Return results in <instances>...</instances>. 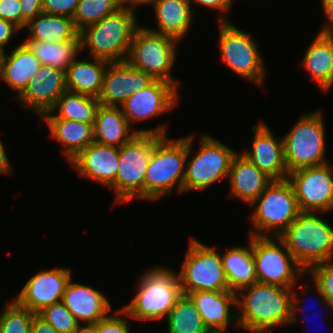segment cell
I'll use <instances>...</instances> for the list:
<instances>
[{
  "label": "cell",
  "instance_id": "1",
  "mask_svg": "<svg viewBox=\"0 0 333 333\" xmlns=\"http://www.w3.org/2000/svg\"><path fill=\"white\" fill-rule=\"evenodd\" d=\"M294 288L255 282L239 289L236 293V308L240 310L236 313L238 327L252 333H267L273 327L296 323L301 300L293 293Z\"/></svg>",
  "mask_w": 333,
  "mask_h": 333
},
{
  "label": "cell",
  "instance_id": "2",
  "mask_svg": "<svg viewBox=\"0 0 333 333\" xmlns=\"http://www.w3.org/2000/svg\"><path fill=\"white\" fill-rule=\"evenodd\" d=\"M135 10L123 4L114 13L80 31L81 50L89 48L90 57L113 62L127 60L138 28Z\"/></svg>",
  "mask_w": 333,
  "mask_h": 333
},
{
  "label": "cell",
  "instance_id": "3",
  "mask_svg": "<svg viewBox=\"0 0 333 333\" xmlns=\"http://www.w3.org/2000/svg\"><path fill=\"white\" fill-rule=\"evenodd\" d=\"M137 286L135 297L121 314L140 321L167 318L183 294L178 274L161 266L146 271Z\"/></svg>",
  "mask_w": 333,
  "mask_h": 333
},
{
  "label": "cell",
  "instance_id": "4",
  "mask_svg": "<svg viewBox=\"0 0 333 333\" xmlns=\"http://www.w3.org/2000/svg\"><path fill=\"white\" fill-rule=\"evenodd\" d=\"M316 214L301 212L279 236L305 272L333 260V227Z\"/></svg>",
  "mask_w": 333,
  "mask_h": 333
},
{
  "label": "cell",
  "instance_id": "5",
  "mask_svg": "<svg viewBox=\"0 0 333 333\" xmlns=\"http://www.w3.org/2000/svg\"><path fill=\"white\" fill-rule=\"evenodd\" d=\"M188 136L177 140L162 137L153 147L145 174L144 199L159 200L172 192L183 193Z\"/></svg>",
  "mask_w": 333,
  "mask_h": 333
},
{
  "label": "cell",
  "instance_id": "6",
  "mask_svg": "<svg viewBox=\"0 0 333 333\" xmlns=\"http://www.w3.org/2000/svg\"><path fill=\"white\" fill-rule=\"evenodd\" d=\"M253 205L257 207L250 216L255 229L252 236L270 237L269 232L279 237L301 213L287 179L273 180L250 206Z\"/></svg>",
  "mask_w": 333,
  "mask_h": 333
},
{
  "label": "cell",
  "instance_id": "7",
  "mask_svg": "<svg viewBox=\"0 0 333 333\" xmlns=\"http://www.w3.org/2000/svg\"><path fill=\"white\" fill-rule=\"evenodd\" d=\"M162 138L155 134L138 133L119 147V165L115 182L109 187L116 202L129 203L144 199L145 174L154 145Z\"/></svg>",
  "mask_w": 333,
  "mask_h": 333
},
{
  "label": "cell",
  "instance_id": "8",
  "mask_svg": "<svg viewBox=\"0 0 333 333\" xmlns=\"http://www.w3.org/2000/svg\"><path fill=\"white\" fill-rule=\"evenodd\" d=\"M322 112L301 116L283 139L284 160L288 173L304 167L318 166L325 158V128Z\"/></svg>",
  "mask_w": 333,
  "mask_h": 333
},
{
  "label": "cell",
  "instance_id": "9",
  "mask_svg": "<svg viewBox=\"0 0 333 333\" xmlns=\"http://www.w3.org/2000/svg\"><path fill=\"white\" fill-rule=\"evenodd\" d=\"M193 136H188L183 192L204 190L222 178H228L231 161L237 153L209 135L202 134L197 155L188 160L193 147Z\"/></svg>",
  "mask_w": 333,
  "mask_h": 333
},
{
  "label": "cell",
  "instance_id": "10",
  "mask_svg": "<svg viewBox=\"0 0 333 333\" xmlns=\"http://www.w3.org/2000/svg\"><path fill=\"white\" fill-rule=\"evenodd\" d=\"M186 259L178 274L182 293L196 291H231L220 252L212 246L190 239Z\"/></svg>",
  "mask_w": 333,
  "mask_h": 333
},
{
  "label": "cell",
  "instance_id": "11",
  "mask_svg": "<svg viewBox=\"0 0 333 333\" xmlns=\"http://www.w3.org/2000/svg\"><path fill=\"white\" fill-rule=\"evenodd\" d=\"M178 42L169 36L150 31L146 26L138 27L126 61L155 79L166 80L177 87L179 81L171 77L170 71L176 60Z\"/></svg>",
  "mask_w": 333,
  "mask_h": 333
},
{
  "label": "cell",
  "instance_id": "12",
  "mask_svg": "<svg viewBox=\"0 0 333 333\" xmlns=\"http://www.w3.org/2000/svg\"><path fill=\"white\" fill-rule=\"evenodd\" d=\"M251 251L257 282L292 288L298 278L302 280L305 271L279 237L251 235Z\"/></svg>",
  "mask_w": 333,
  "mask_h": 333
},
{
  "label": "cell",
  "instance_id": "13",
  "mask_svg": "<svg viewBox=\"0 0 333 333\" xmlns=\"http://www.w3.org/2000/svg\"><path fill=\"white\" fill-rule=\"evenodd\" d=\"M222 16L224 15L218 18L222 62L243 78H248L257 85L263 84L266 69L256 40L250 33L242 31Z\"/></svg>",
  "mask_w": 333,
  "mask_h": 333
},
{
  "label": "cell",
  "instance_id": "14",
  "mask_svg": "<svg viewBox=\"0 0 333 333\" xmlns=\"http://www.w3.org/2000/svg\"><path fill=\"white\" fill-rule=\"evenodd\" d=\"M329 162L304 167L288 174L301 212L328 213L333 210V173Z\"/></svg>",
  "mask_w": 333,
  "mask_h": 333
},
{
  "label": "cell",
  "instance_id": "15",
  "mask_svg": "<svg viewBox=\"0 0 333 333\" xmlns=\"http://www.w3.org/2000/svg\"><path fill=\"white\" fill-rule=\"evenodd\" d=\"M178 98V89L174 84L156 79L147 88L130 95L120 107L129 124H134L171 111Z\"/></svg>",
  "mask_w": 333,
  "mask_h": 333
},
{
  "label": "cell",
  "instance_id": "16",
  "mask_svg": "<svg viewBox=\"0 0 333 333\" xmlns=\"http://www.w3.org/2000/svg\"><path fill=\"white\" fill-rule=\"evenodd\" d=\"M71 276L69 268L56 267L39 271L25 283L17 298L13 299L37 314L43 308L61 302Z\"/></svg>",
  "mask_w": 333,
  "mask_h": 333
},
{
  "label": "cell",
  "instance_id": "17",
  "mask_svg": "<svg viewBox=\"0 0 333 333\" xmlns=\"http://www.w3.org/2000/svg\"><path fill=\"white\" fill-rule=\"evenodd\" d=\"M156 79L132 67L127 61L108 63L98 96L100 105L120 107L133 93L147 88Z\"/></svg>",
  "mask_w": 333,
  "mask_h": 333
},
{
  "label": "cell",
  "instance_id": "18",
  "mask_svg": "<svg viewBox=\"0 0 333 333\" xmlns=\"http://www.w3.org/2000/svg\"><path fill=\"white\" fill-rule=\"evenodd\" d=\"M66 90L65 71L53 66L41 65L24 91L15 99L25 107L33 109L41 117L52 110Z\"/></svg>",
  "mask_w": 333,
  "mask_h": 333
},
{
  "label": "cell",
  "instance_id": "19",
  "mask_svg": "<svg viewBox=\"0 0 333 333\" xmlns=\"http://www.w3.org/2000/svg\"><path fill=\"white\" fill-rule=\"evenodd\" d=\"M254 134L252 151L241 152L272 180L287 179L288 170L284 160L283 139L277 140L269 127L260 122L251 127Z\"/></svg>",
  "mask_w": 333,
  "mask_h": 333
},
{
  "label": "cell",
  "instance_id": "20",
  "mask_svg": "<svg viewBox=\"0 0 333 333\" xmlns=\"http://www.w3.org/2000/svg\"><path fill=\"white\" fill-rule=\"evenodd\" d=\"M131 125L125 118L121 107L100 105L93 124V142L102 145L121 147L138 133H149L167 136L166 125H159L155 129L131 130Z\"/></svg>",
  "mask_w": 333,
  "mask_h": 333
},
{
  "label": "cell",
  "instance_id": "21",
  "mask_svg": "<svg viewBox=\"0 0 333 333\" xmlns=\"http://www.w3.org/2000/svg\"><path fill=\"white\" fill-rule=\"evenodd\" d=\"M69 163L81 177L110 187L117 176L119 148L92 142Z\"/></svg>",
  "mask_w": 333,
  "mask_h": 333
},
{
  "label": "cell",
  "instance_id": "22",
  "mask_svg": "<svg viewBox=\"0 0 333 333\" xmlns=\"http://www.w3.org/2000/svg\"><path fill=\"white\" fill-rule=\"evenodd\" d=\"M61 301L80 325L81 322L85 323V329L107 317V313L111 310L108 299L101 291L87 285L73 283L72 278L67 284Z\"/></svg>",
  "mask_w": 333,
  "mask_h": 333
},
{
  "label": "cell",
  "instance_id": "23",
  "mask_svg": "<svg viewBox=\"0 0 333 333\" xmlns=\"http://www.w3.org/2000/svg\"><path fill=\"white\" fill-rule=\"evenodd\" d=\"M236 293L234 291H196L187 295L195 303L205 326L211 333H228L227 327L237 315L232 314L231 307H236Z\"/></svg>",
  "mask_w": 333,
  "mask_h": 333
},
{
  "label": "cell",
  "instance_id": "24",
  "mask_svg": "<svg viewBox=\"0 0 333 333\" xmlns=\"http://www.w3.org/2000/svg\"><path fill=\"white\" fill-rule=\"evenodd\" d=\"M231 197H236L251 205L273 181L246 156L236 153L229 171Z\"/></svg>",
  "mask_w": 333,
  "mask_h": 333
},
{
  "label": "cell",
  "instance_id": "25",
  "mask_svg": "<svg viewBox=\"0 0 333 333\" xmlns=\"http://www.w3.org/2000/svg\"><path fill=\"white\" fill-rule=\"evenodd\" d=\"M153 7L158 26L156 30L147 29L181 41L192 24L190 0H159Z\"/></svg>",
  "mask_w": 333,
  "mask_h": 333
},
{
  "label": "cell",
  "instance_id": "26",
  "mask_svg": "<svg viewBox=\"0 0 333 333\" xmlns=\"http://www.w3.org/2000/svg\"><path fill=\"white\" fill-rule=\"evenodd\" d=\"M302 65L326 93L333 85V36L318 34L306 50Z\"/></svg>",
  "mask_w": 333,
  "mask_h": 333
},
{
  "label": "cell",
  "instance_id": "27",
  "mask_svg": "<svg viewBox=\"0 0 333 333\" xmlns=\"http://www.w3.org/2000/svg\"><path fill=\"white\" fill-rule=\"evenodd\" d=\"M108 63L96 58L92 62L75 59L65 72L66 89L98 98Z\"/></svg>",
  "mask_w": 333,
  "mask_h": 333
},
{
  "label": "cell",
  "instance_id": "28",
  "mask_svg": "<svg viewBox=\"0 0 333 333\" xmlns=\"http://www.w3.org/2000/svg\"><path fill=\"white\" fill-rule=\"evenodd\" d=\"M41 65L38 58L22 43L12 50L11 55H5L0 79L20 95Z\"/></svg>",
  "mask_w": 333,
  "mask_h": 333
},
{
  "label": "cell",
  "instance_id": "29",
  "mask_svg": "<svg viewBox=\"0 0 333 333\" xmlns=\"http://www.w3.org/2000/svg\"><path fill=\"white\" fill-rule=\"evenodd\" d=\"M40 120H46L51 137L65 146L62 154L69 162L93 142V124L64 119Z\"/></svg>",
  "mask_w": 333,
  "mask_h": 333
},
{
  "label": "cell",
  "instance_id": "30",
  "mask_svg": "<svg viewBox=\"0 0 333 333\" xmlns=\"http://www.w3.org/2000/svg\"><path fill=\"white\" fill-rule=\"evenodd\" d=\"M30 31L26 40L64 42L81 40L80 32L75 28L73 19L67 16H56L40 13L25 26Z\"/></svg>",
  "mask_w": 333,
  "mask_h": 333
},
{
  "label": "cell",
  "instance_id": "31",
  "mask_svg": "<svg viewBox=\"0 0 333 333\" xmlns=\"http://www.w3.org/2000/svg\"><path fill=\"white\" fill-rule=\"evenodd\" d=\"M100 102L96 97L66 90L57 100L51 111L39 119H64L86 124H94ZM57 109V114L53 115Z\"/></svg>",
  "mask_w": 333,
  "mask_h": 333
},
{
  "label": "cell",
  "instance_id": "32",
  "mask_svg": "<svg viewBox=\"0 0 333 333\" xmlns=\"http://www.w3.org/2000/svg\"><path fill=\"white\" fill-rule=\"evenodd\" d=\"M221 258L231 291L236 292L257 282L251 251V236L248 247L235 246L222 254Z\"/></svg>",
  "mask_w": 333,
  "mask_h": 333
},
{
  "label": "cell",
  "instance_id": "33",
  "mask_svg": "<svg viewBox=\"0 0 333 333\" xmlns=\"http://www.w3.org/2000/svg\"><path fill=\"white\" fill-rule=\"evenodd\" d=\"M42 65L53 66L66 72L81 51V40L52 42L26 40L23 42Z\"/></svg>",
  "mask_w": 333,
  "mask_h": 333
},
{
  "label": "cell",
  "instance_id": "34",
  "mask_svg": "<svg viewBox=\"0 0 333 333\" xmlns=\"http://www.w3.org/2000/svg\"><path fill=\"white\" fill-rule=\"evenodd\" d=\"M166 320L168 333H211L188 295L182 294Z\"/></svg>",
  "mask_w": 333,
  "mask_h": 333
},
{
  "label": "cell",
  "instance_id": "35",
  "mask_svg": "<svg viewBox=\"0 0 333 333\" xmlns=\"http://www.w3.org/2000/svg\"><path fill=\"white\" fill-rule=\"evenodd\" d=\"M123 4L122 0H79L73 16L75 28L80 32L86 26L114 13Z\"/></svg>",
  "mask_w": 333,
  "mask_h": 333
},
{
  "label": "cell",
  "instance_id": "36",
  "mask_svg": "<svg viewBox=\"0 0 333 333\" xmlns=\"http://www.w3.org/2000/svg\"><path fill=\"white\" fill-rule=\"evenodd\" d=\"M35 314L14 299L7 302L5 311L0 314V333H31Z\"/></svg>",
  "mask_w": 333,
  "mask_h": 333
},
{
  "label": "cell",
  "instance_id": "37",
  "mask_svg": "<svg viewBox=\"0 0 333 333\" xmlns=\"http://www.w3.org/2000/svg\"><path fill=\"white\" fill-rule=\"evenodd\" d=\"M37 314L59 333H81L84 329L62 301L43 308Z\"/></svg>",
  "mask_w": 333,
  "mask_h": 333
},
{
  "label": "cell",
  "instance_id": "38",
  "mask_svg": "<svg viewBox=\"0 0 333 333\" xmlns=\"http://www.w3.org/2000/svg\"><path fill=\"white\" fill-rule=\"evenodd\" d=\"M308 272L323 304L333 312V260L313 266Z\"/></svg>",
  "mask_w": 333,
  "mask_h": 333
},
{
  "label": "cell",
  "instance_id": "39",
  "mask_svg": "<svg viewBox=\"0 0 333 333\" xmlns=\"http://www.w3.org/2000/svg\"><path fill=\"white\" fill-rule=\"evenodd\" d=\"M115 315H108L104 319L98 321L96 324L90 326L88 329L92 333H130L128 322L121 317V309L114 312Z\"/></svg>",
  "mask_w": 333,
  "mask_h": 333
},
{
  "label": "cell",
  "instance_id": "40",
  "mask_svg": "<svg viewBox=\"0 0 333 333\" xmlns=\"http://www.w3.org/2000/svg\"><path fill=\"white\" fill-rule=\"evenodd\" d=\"M79 0H42L43 13L73 19Z\"/></svg>",
  "mask_w": 333,
  "mask_h": 333
},
{
  "label": "cell",
  "instance_id": "41",
  "mask_svg": "<svg viewBox=\"0 0 333 333\" xmlns=\"http://www.w3.org/2000/svg\"><path fill=\"white\" fill-rule=\"evenodd\" d=\"M0 18L13 23L21 30L20 0H0Z\"/></svg>",
  "mask_w": 333,
  "mask_h": 333
},
{
  "label": "cell",
  "instance_id": "42",
  "mask_svg": "<svg viewBox=\"0 0 333 333\" xmlns=\"http://www.w3.org/2000/svg\"><path fill=\"white\" fill-rule=\"evenodd\" d=\"M21 2V29L27 23L43 12L42 0H20Z\"/></svg>",
  "mask_w": 333,
  "mask_h": 333
},
{
  "label": "cell",
  "instance_id": "43",
  "mask_svg": "<svg viewBox=\"0 0 333 333\" xmlns=\"http://www.w3.org/2000/svg\"><path fill=\"white\" fill-rule=\"evenodd\" d=\"M20 29L13 23L0 18V48L4 49L11 40L13 34Z\"/></svg>",
  "mask_w": 333,
  "mask_h": 333
},
{
  "label": "cell",
  "instance_id": "44",
  "mask_svg": "<svg viewBox=\"0 0 333 333\" xmlns=\"http://www.w3.org/2000/svg\"><path fill=\"white\" fill-rule=\"evenodd\" d=\"M321 3L330 25L325 24L319 34L333 35V0H322Z\"/></svg>",
  "mask_w": 333,
  "mask_h": 333
},
{
  "label": "cell",
  "instance_id": "45",
  "mask_svg": "<svg viewBox=\"0 0 333 333\" xmlns=\"http://www.w3.org/2000/svg\"><path fill=\"white\" fill-rule=\"evenodd\" d=\"M233 0H190V2L201 4L205 7L217 9L220 12L225 13L231 7V3Z\"/></svg>",
  "mask_w": 333,
  "mask_h": 333
},
{
  "label": "cell",
  "instance_id": "46",
  "mask_svg": "<svg viewBox=\"0 0 333 333\" xmlns=\"http://www.w3.org/2000/svg\"><path fill=\"white\" fill-rule=\"evenodd\" d=\"M31 333H59L54 329L49 323H47L43 318L38 314L34 315L32 324H31Z\"/></svg>",
  "mask_w": 333,
  "mask_h": 333
},
{
  "label": "cell",
  "instance_id": "47",
  "mask_svg": "<svg viewBox=\"0 0 333 333\" xmlns=\"http://www.w3.org/2000/svg\"><path fill=\"white\" fill-rule=\"evenodd\" d=\"M0 173L2 174L12 173L11 165L6 154L4 144L1 142V139H0Z\"/></svg>",
  "mask_w": 333,
  "mask_h": 333
},
{
  "label": "cell",
  "instance_id": "48",
  "mask_svg": "<svg viewBox=\"0 0 333 333\" xmlns=\"http://www.w3.org/2000/svg\"><path fill=\"white\" fill-rule=\"evenodd\" d=\"M159 0H126L124 2L125 5L129 6L131 9L135 10L136 6H139L140 4H146V5H151L155 4Z\"/></svg>",
  "mask_w": 333,
  "mask_h": 333
},
{
  "label": "cell",
  "instance_id": "49",
  "mask_svg": "<svg viewBox=\"0 0 333 333\" xmlns=\"http://www.w3.org/2000/svg\"><path fill=\"white\" fill-rule=\"evenodd\" d=\"M5 50L0 48V77H1V72H2V66H3V61H4V58H5Z\"/></svg>",
  "mask_w": 333,
  "mask_h": 333
},
{
  "label": "cell",
  "instance_id": "50",
  "mask_svg": "<svg viewBox=\"0 0 333 333\" xmlns=\"http://www.w3.org/2000/svg\"><path fill=\"white\" fill-rule=\"evenodd\" d=\"M81 333H92L89 329H83L82 331H81Z\"/></svg>",
  "mask_w": 333,
  "mask_h": 333
}]
</instances>
